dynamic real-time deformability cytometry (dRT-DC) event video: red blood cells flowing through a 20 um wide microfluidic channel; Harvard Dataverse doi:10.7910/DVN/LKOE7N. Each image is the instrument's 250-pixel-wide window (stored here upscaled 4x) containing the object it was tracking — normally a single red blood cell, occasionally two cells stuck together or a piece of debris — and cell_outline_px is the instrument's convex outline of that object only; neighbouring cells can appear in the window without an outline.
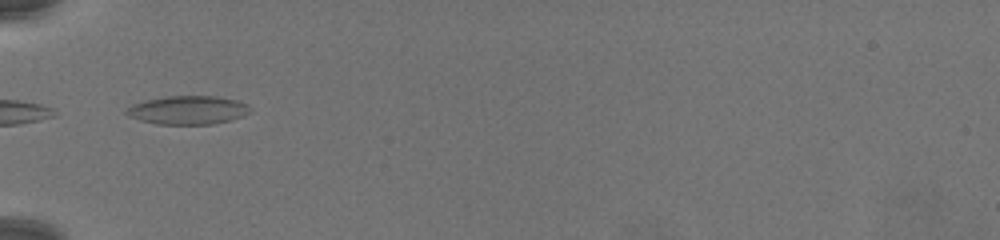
{"species": "common noctule bat (a hibernating species)", "species_latin": "Nyctalus noctula", "temperature_condition": "warm", "stored_images_in_passage": 4, "camera_frame_rate_fps": 3000, "um_per_image_px": 0.085, "animal": {"sex": "female", "body_mass_g": 19.5, "forearm_length_mm": 54.1}, "frame": {"image": 1, "passage_image": 1, "time_ms": 0.0, "image_size_px": [1000, 240], "cell_outline_px": [[252, 108], [244, 116], [212, 124], [156, 124], [140, 120], [128, 116], [124, 112], [124, 108], [132, 104], [144, 100], [168, 96], [216, 96], [236, 100], [248, 104]], "centroid_in_image_um": [15.93, 9.35], "position_along_channel_um": 69.1, "area_um2": 20.69}}
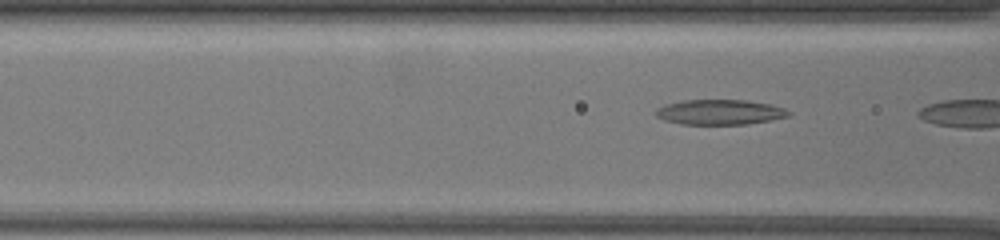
{"frame": {"image": 2, "passage_image": 3, "time_ms": 0.667, "image_size_px": [1000, 240], "cell_outline_px": [[792, 112], [788, 116], [748, 124], [680, 124], [664, 120], [656, 116], [656, 108], [664, 104], [684, 100], [744, 100], [768, 104], [784, 108]], "centroid_in_image_um": [61.14, 9.53], "position_along_channel_um": 105.5, "area_um2": 19.31}}